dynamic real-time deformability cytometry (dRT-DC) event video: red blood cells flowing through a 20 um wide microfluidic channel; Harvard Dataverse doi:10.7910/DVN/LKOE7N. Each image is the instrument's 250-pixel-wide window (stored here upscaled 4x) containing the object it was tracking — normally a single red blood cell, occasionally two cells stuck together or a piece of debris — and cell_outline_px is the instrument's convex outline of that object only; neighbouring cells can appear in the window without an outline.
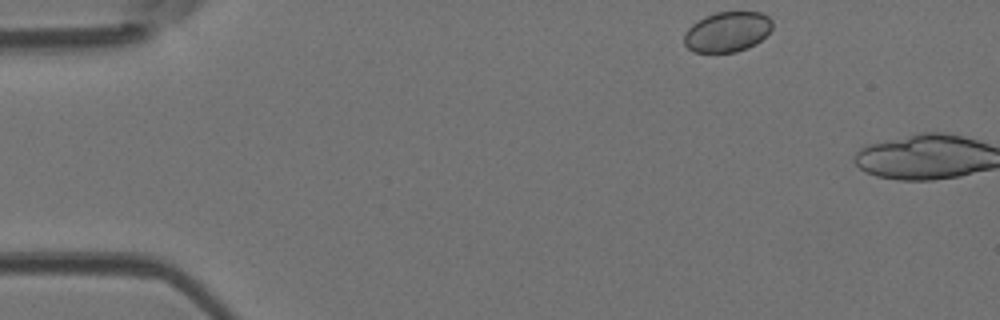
{"species": "Egyptian fruit bat (a non-hibernating species)", "species_latin": "Rousettus aegyptiacus", "temperature_condition": "room temperature", "stored_images_in_passage": 2, "camera_frame_rate_fps": 3000, "um_per_image_px": 0.085, "animal": {"sex": "female"}, "frame": {"image": 1, "passage_image": 1, "time_ms": 0.0, "image_size_px": [1000, 320], "cell_outline_px": [[772, 28], [756, 44], [748, 48], [736, 52], [692, 52], [684, 44], [684, 32], [692, 24], [704, 16], [716, 12], [760, 12], [768, 16], [772, 20]], "centroid_in_image_um": [61.8, 2.7], "position_along_channel_um": 23.2, "area_um2": 20.75}}